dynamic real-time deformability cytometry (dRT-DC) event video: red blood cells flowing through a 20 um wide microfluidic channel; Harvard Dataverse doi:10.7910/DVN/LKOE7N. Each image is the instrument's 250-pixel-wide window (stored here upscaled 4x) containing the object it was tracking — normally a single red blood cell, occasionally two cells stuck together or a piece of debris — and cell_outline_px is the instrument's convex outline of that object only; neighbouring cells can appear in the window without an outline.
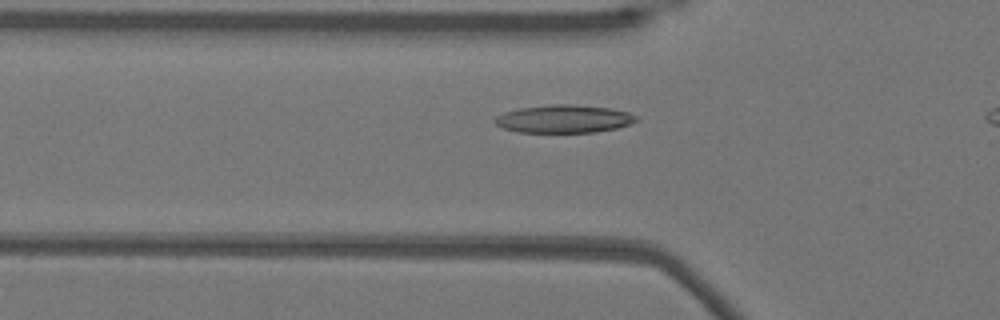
{"species": "Egyptian fruit bat (a non-hibernating species)", "species_latin": "Rousettus aegyptiacus", "temperature_condition": "warm", "stored_images_in_passage": 37, "camera_frame_rate_fps": 3000, "um_per_image_px": 0.085, "animal": {"sex": "female"}, "frame": {"image": 1, "passage_image": 11, "time_ms": 3.333, "image_size_px": [1000, 320], "cell_outline_px": [[640, 120], [632, 124], [616, 128], [596, 132], [516, 132], [504, 128], [496, 124], [492, 120], [496, 116], [504, 112], [520, 108], [552, 104], [572, 104], [612, 108], [628, 112], [636, 116]], "centroid_in_image_um": [47.95, 10.1], "position_along_channel_um": 77.8, "area_um2": 23.18}}
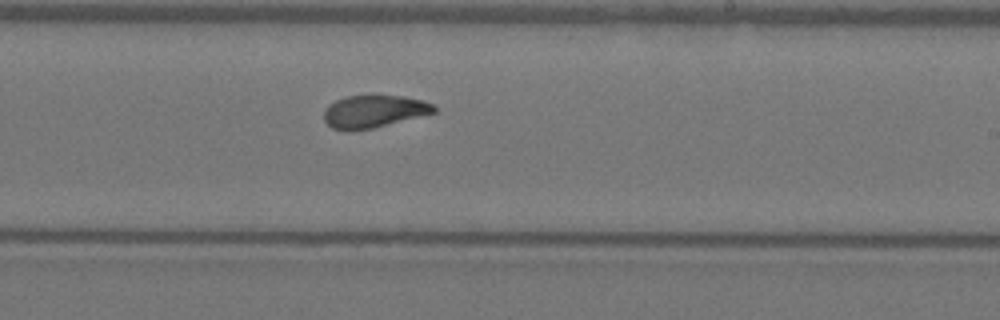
{"frame": {"image": 2, "passage_image": 25, "time_ms": 8.0, "image_size_px": [1000, 320], "cell_outline_px": [[436, 112], [372, 128], [352, 132], [344, 132], [332, 128], [324, 120], [324, 108], [328, 104], [336, 100], [348, 96], [372, 92], [404, 96], [420, 100], [432, 104], [436, 108]], "centroid_in_image_um": [31.71, 9.44], "position_along_channel_um": 257.3, "area_um2": 21.62}}
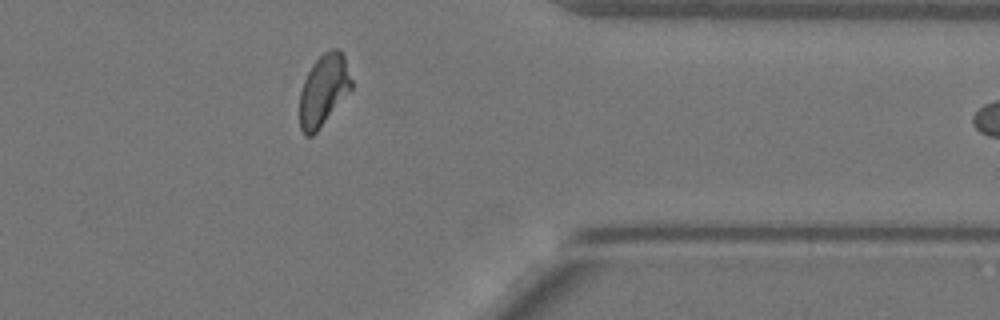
{"frame": {"image": 3, "passage_image": 36, "time_ms": 11.667, "image_size_px": [1000, 320], "cell_outline_px": [[352, 88], [316, 132], [312, 136], [304, 136], [300, 128], [300, 92], [304, 80], [312, 64], [324, 52], [332, 48], [336, 48], [344, 56], [352, 80]], "centroid_in_image_um": [27.49, 7.66], "position_along_channel_um": 383.9, "area_um2": 21.27}}